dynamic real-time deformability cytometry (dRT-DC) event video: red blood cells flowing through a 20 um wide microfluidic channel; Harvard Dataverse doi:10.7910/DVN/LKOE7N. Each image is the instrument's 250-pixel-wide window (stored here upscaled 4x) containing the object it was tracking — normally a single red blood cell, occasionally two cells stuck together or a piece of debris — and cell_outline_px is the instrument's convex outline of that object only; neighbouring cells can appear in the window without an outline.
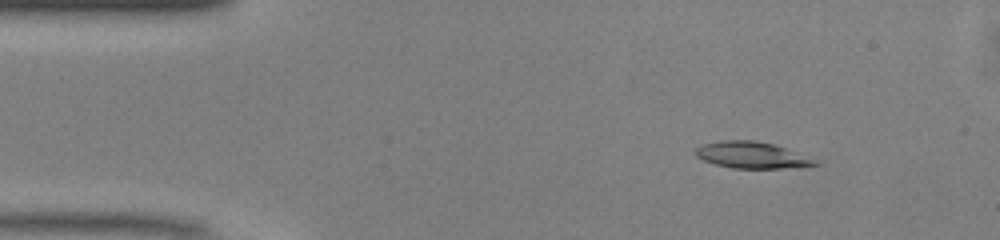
{"species": "common noctule bat (a hibernating species)", "species_latin": "Nyctalus noctula", "temperature_condition": "warm", "stored_images_in_passage": 44, "camera_frame_rate_fps": 3000, "um_per_image_px": 0.085, "animal": {"sex": "male", "body_mass_g": 13.0, "forearm_length_mm": 53.1}, "frame": {"image": 1, "passage_image": 1, "time_ms": 0.0, "image_size_px": [1000, 240], "cell_outline_px": [[820, 164], [780, 168], [732, 168], [716, 164], [704, 160], [696, 156], [696, 148], [704, 144], [720, 140], [752, 140], [772, 144], [784, 148], [812, 160]], "centroid_in_image_um": [63.78, 13.17], "position_along_channel_um": 21.2, "area_um2": 17.69}}
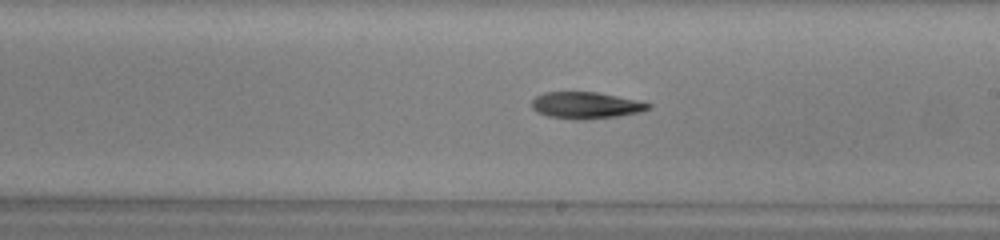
{"frame": {"image": 2, "passage_image": 22, "time_ms": 7.0, "image_size_px": [1000, 240], "cell_outline_px": [[652, 108], [640, 112], [620, 116], [576, 120], [548, 116], [532, 108], [532, 100], [536, 96], [544, 92], [596, 92], [636, 100], [652, 104]], "centroid_in_image_um": [49.82, 8.95], "position_along_channel_um": 239.2, "area_um2": 17.98}}
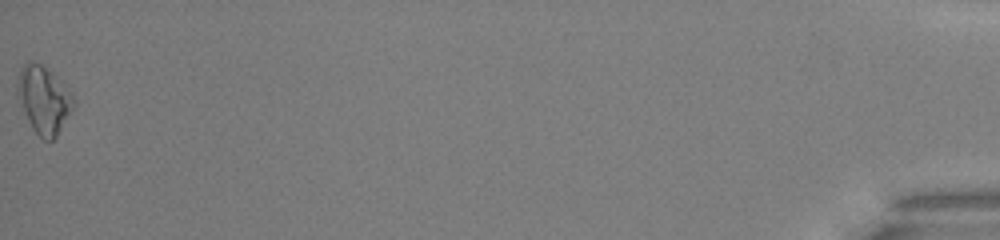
{"frame": {"image": 3, "passage_image": 44, "time_ms": 14.333, "image_size_px": [1000, 240], "cell_outline_px": [[76, 104], [56, 136], [52, 140], [44, 140], [32, 128], [24, 112], [16, 92], [16, 84], [20, 68], [24, 64], [32, 60], [40, 64], [52, 72], [56, 76], [72, 96]], "centroid_in_image_um": [3.7, 8.46], "position_along_channel_um": 431.5, "area_um2": 21.73}, "authors_computed_cell_mechanics": {"area_um2": 18.1492, "velocity_mm_per_s": 4.1371, "shape_relaxation_time_tau1_ms": 5.976, "shape_relaxation_time_tau2_ms": null, "deformation_change_tau1": 0.1671, "deformation_change_tau2": null}}